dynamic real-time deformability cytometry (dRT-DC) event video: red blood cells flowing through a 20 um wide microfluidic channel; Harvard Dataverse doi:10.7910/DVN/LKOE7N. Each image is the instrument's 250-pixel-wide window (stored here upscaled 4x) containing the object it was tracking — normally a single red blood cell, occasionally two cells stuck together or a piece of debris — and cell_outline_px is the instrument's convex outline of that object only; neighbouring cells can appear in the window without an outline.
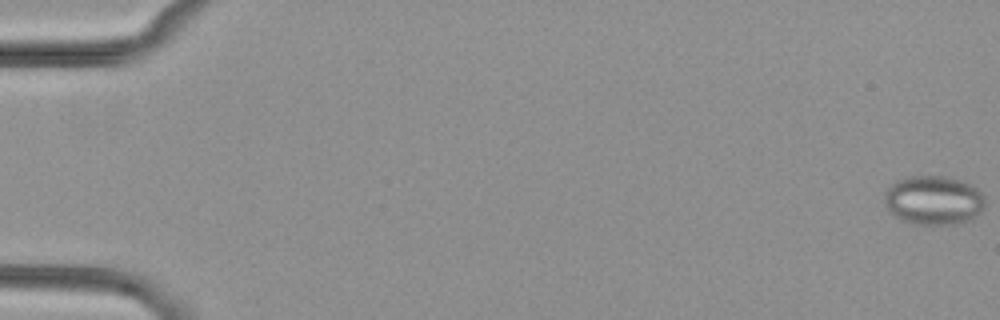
{"species": "common noctule bat (a hibernating species)", "species_latin": "Nyctalus noctula", "temperature_condition": "cold", "stored_images_in_passage": 4, "camera_frame_rate_fps": 3000, "um_per_image_px": 0.085, "animal": {"sex": "female", "body_mass_g": 29.2, "forearm_length_mm": 56.3}, "frame": {"image": 1, "passage_image": 1, "time_ms": 0.0, "image_size_px": [1000, 320], "cell_outline_px": [[984, 208], [972, 220], [956, 224], [912, 224], [896, 216], [884, 204], [884, 192], [896, 180], [908, 176], [944, 176], [960, 180], [976, 188], [984, 196]], "centroid_in_image_um": [79.35, 17.02], "position_along_channel_um": 5.6, "area_um2": 28.78}}